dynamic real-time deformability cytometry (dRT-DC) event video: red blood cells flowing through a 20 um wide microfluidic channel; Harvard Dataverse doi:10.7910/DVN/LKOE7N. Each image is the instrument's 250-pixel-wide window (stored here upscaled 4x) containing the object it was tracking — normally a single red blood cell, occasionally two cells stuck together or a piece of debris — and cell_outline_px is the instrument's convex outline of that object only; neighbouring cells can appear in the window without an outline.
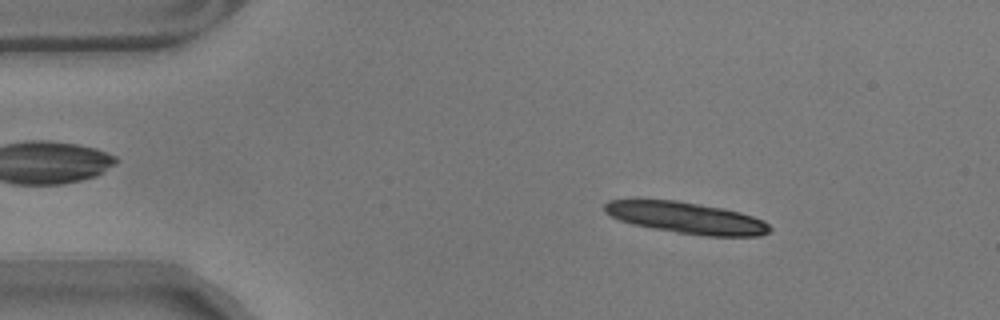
{"species": "common noctule bat (a hibernating species)", "species_latin": "Nyctalus noctula", "temperature_condition": "warm", "stored_images_in_passage": 16, "camera_frame_rate_fps": 3000, "um_per_image_px": 0.085, "animal": {"sex": "male", "body_mass_g": 17.9}, "frame": {"image": 1, "passage_image": 3, "time_ms": 0.667, "image_size_px": [1000, 320], "cell_outline_px": [[772, 228], [768, 232], [760, 236], [708, 236], [676, 232], [652, 228], [632, 224], [620, 220], [604, 212], [604, 204], [608, 200], [636, 196], [676, 200], [724, 208], [740, 212], [764, 220]], "centroid_in_image_um": [58.24, 18.46], "position_along_channel_um": 26.8, "area_um2": 31.15}}
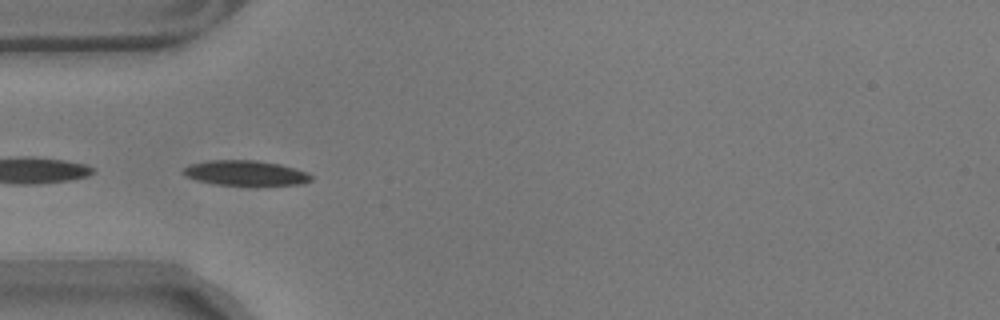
{"frame": {"image": 2, "passage_image": 12, "time_ms": 3.667, "image_size_px": [1000, 320], "cell_outline_px": [[312, 180], [300, 184], [212, 184], [196, 180], [184, 176], [184, 168], [192, 164], [208, 160], [256, 160], [280, 164], [296, 168], [308, 172], [312, 176]], "centroid_in_image_um": [20.87, 14.69], "position_along_channel_um": 64.1, "area_um2": 18.38}}